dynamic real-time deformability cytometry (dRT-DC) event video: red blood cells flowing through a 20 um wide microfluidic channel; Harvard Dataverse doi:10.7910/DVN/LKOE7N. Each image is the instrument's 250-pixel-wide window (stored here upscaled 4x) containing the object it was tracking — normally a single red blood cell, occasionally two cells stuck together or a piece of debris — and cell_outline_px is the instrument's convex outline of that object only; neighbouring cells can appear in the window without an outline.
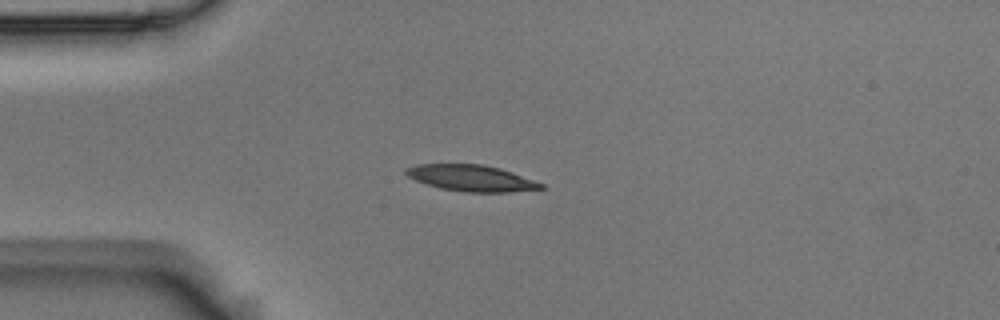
{"species": "Egyptian fruit bat (a non-hibernating species)", "species_latin": "Rousettus aegyptiacus", "temperature_condition": "room temperature", "stored_images_in_passage": 8, "camera_frame_rate_fps": 3000, "um_per_image_px": 0.085, "animal": {"sex": "male"}, "frame": {"image": 1, "passage_image": 4, "time_ms": 1.0, "image_size_px": [1000, 320], "cell_outline_px": [[544, 188], [508, 192], [464, 192], [440, 188], [416, 180], [408, 176], [404, 172], [404, 168], [416, 164], [484, 164], [500, 168], [544, 184]], "centroid_in_image_um": [40.03, 15.13], "position_along_channel_um": 45.0, "area_um2": 20.52}}
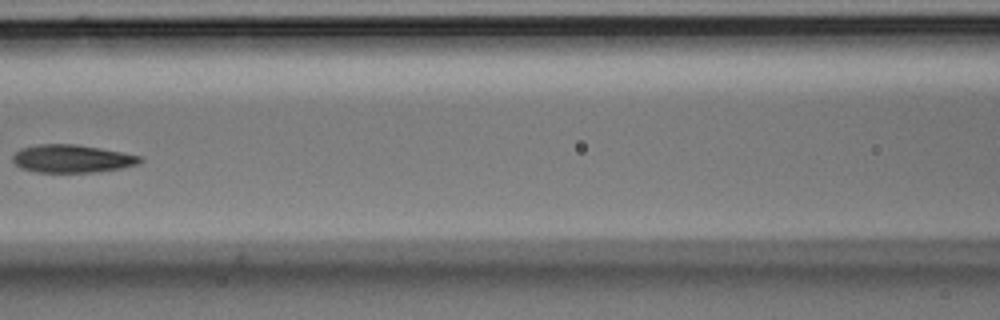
{"frame": {"image": 2, "passage_image": 7, "time_ms": 2.0, "image_size_px": [1000, 320], "cell_outline_px": [[144, 160], [136, 164], [120, 168], [96, 172], [36, 172], [20, 168], [12, 160], [12, 156], [20, 148], [36, 144], [76, 144], [100, 148], [144, 156]], "centroid_in_image_um": [6.11, 13.48], "position_along_channel_um": 160.5, "area_um2": 20.81}}
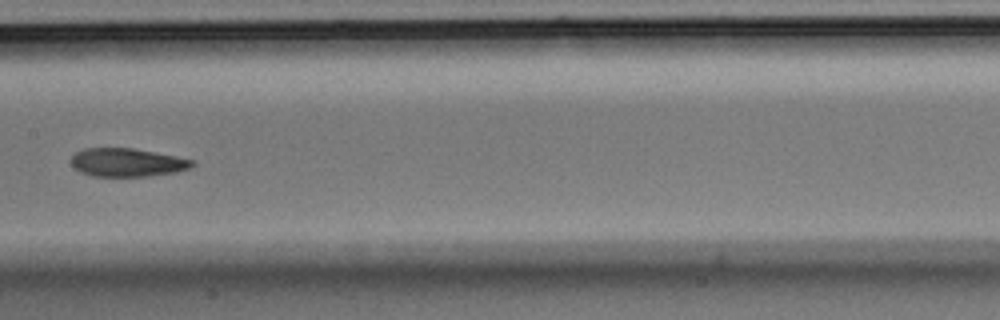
{"frame": {"image": 3, "passage_image": 8, "time_ms": 2.333, "image_size_px": [1000, 320], "cell_outline_px": [[196, 164], [188, 168], [176, 172], [148, 176], [92, 176], [80, 172], [72, 164], [72, 156], [76, 152], [84, 148], [132, 148], [176, 156], [196, 160]], "centroid_in_image_um": [10.83, 13.8], "position_along_channel_um": 196.6, "area_um2": 19.94}}